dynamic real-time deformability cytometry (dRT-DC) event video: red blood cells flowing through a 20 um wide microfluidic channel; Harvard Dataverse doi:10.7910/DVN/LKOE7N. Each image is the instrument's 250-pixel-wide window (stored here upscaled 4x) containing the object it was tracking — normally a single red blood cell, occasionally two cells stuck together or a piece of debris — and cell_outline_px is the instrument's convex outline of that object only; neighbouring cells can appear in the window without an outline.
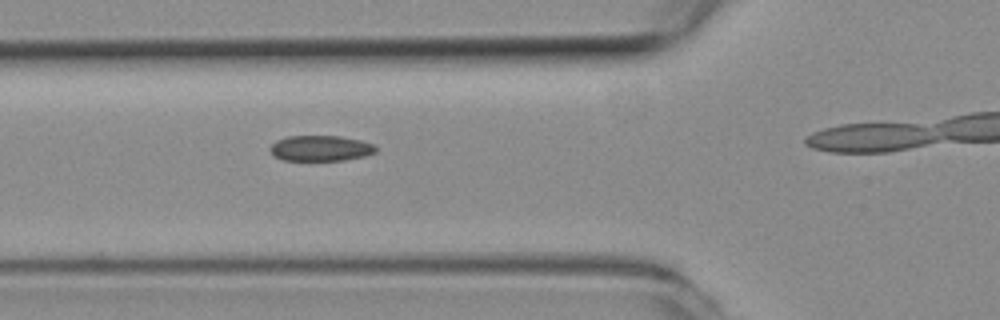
{"species": "common noctule bat (a hibernating species)", "species_latin": "Nyctalus noctula", "temperature_condition": "room temperature", "stored_images_in_passage": 38, "camera_frame_rate_fps": 3000, "um_per_image_px": 0.085, "animal": {"sex": "female", "body_mass_g": 19.3, "forearm_length_mm": 54.1}, "frame": {"image": 1, "passage_image": 14, "time_ms": 4.333, "image_size_px": [1000, 320], "cell_outline_px": [[376, 152], [364, 156], [344, 160], [284, 160], [272, 156], [268, 148], [276, 140], [288, 136], [340, 136], [360, 140], [376, 144]], "centroid_in_image_um": [27.23, 12.6], "position_along_channel_um": 98.6, "area_um2": 15.9}}
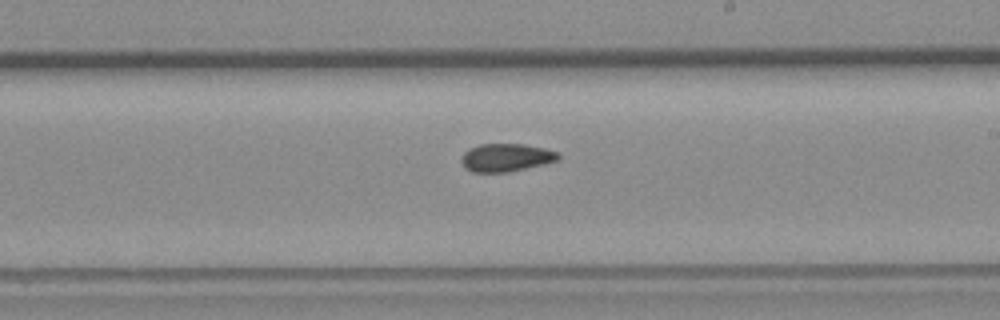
{"frame": {"image": 2, "passage_image": 26, "time_ms": 8.333, "image_size_px": [1000, 320], "cell_outline_px": [[560, 160], [544, 164], [508, 172], [472, 172], [464, 168], [460, 160], [460, 156], [468, 148], [480, 144], [524, 144], [544, 148], [560, 152]], "centroid_in_image_um": [43.0, 13.39], "position_along_channel_um": 246.0, "area_um2": 16.07}}
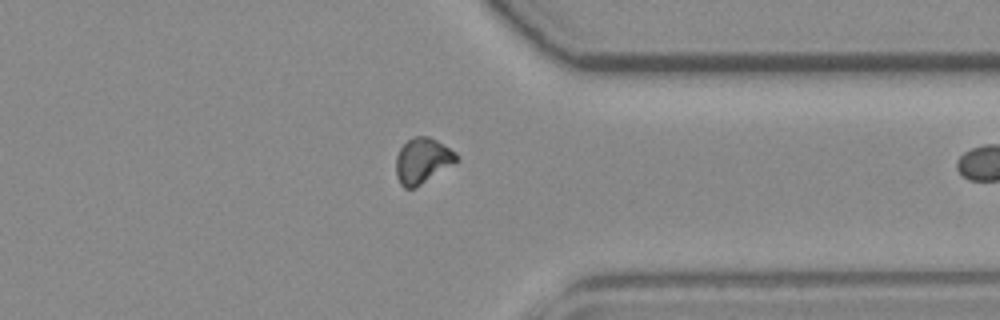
{"frame": {"image": 3, "passage_image": 37, "time_ms": 12.0, "image_size_px": [1000, 320], "cell_outline_px": [[456, 160], [452, 164], [416, 188], [404, 188], [400, 184], [396, 176], [396, 156], [400, 148], [412, 136], [428, 136], [436, 140], [456, 152]], "centroid_in_image_um": [35.86, 13.66], "position_along_channel_um": 375.5, "area_um2": 15.84}}